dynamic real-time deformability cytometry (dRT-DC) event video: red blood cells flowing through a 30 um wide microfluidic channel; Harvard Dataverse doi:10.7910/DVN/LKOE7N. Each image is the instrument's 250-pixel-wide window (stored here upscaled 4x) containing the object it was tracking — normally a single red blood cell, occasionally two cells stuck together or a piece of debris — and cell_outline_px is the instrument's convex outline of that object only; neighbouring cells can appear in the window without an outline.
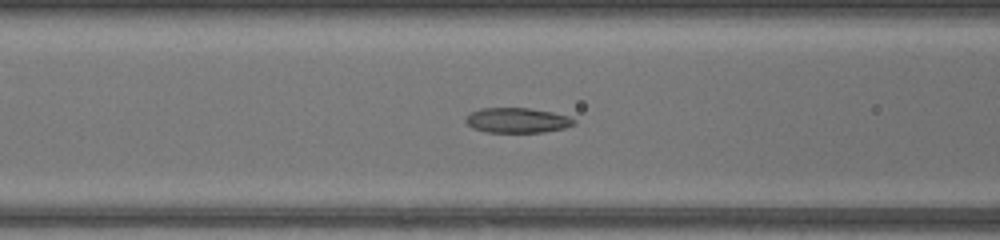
{"species": "common noctule bat (a hibernating species)", "species_latin": "Nyctalus noctula", "temperature_condition": "warm", "stored_images_in_passage": 49, "camera_frame_rate_fps": 3000, "um_per_image_px": 0.085, "animal": {"sex": "female", "body_mass_g": 17.0, "forearm_length_mm": 48.0}, "frame": {"image": 1, "passage_image": 21, "time_ms": 6.667, "image_size_px": [1000, 240], "cell_outline_px": [[576, 124], [564, 128], [544, 132], [484, 132], [472, 128], [464, 120], [472, 112], [480, 108], [528, 108], [552, 112], [568, 116], [576, 120]], "centroid_in_image_um": [43.97, 10.23], "position_along_channel_um": 122.6, "area_um2": 15.78}}
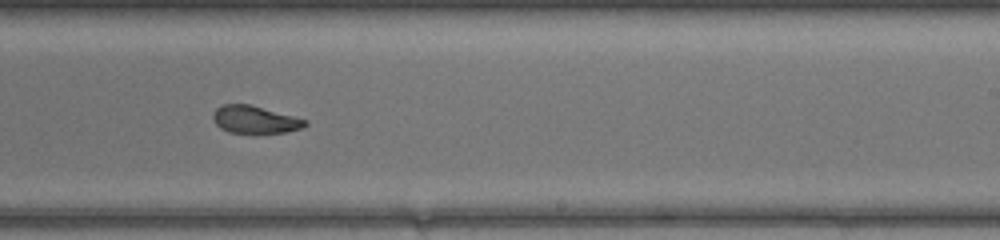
{"frame": {"image": 2, "passage_image": 31, "time_ms": 10.0, "image_size_px": [1000, 240], "cell_outline_px": [[308, 124], [304, 128], [284, 132], [256, 136], [228, 132], [220, 128], [216, 124], [212, 116], [212, 112], [216, 108], [224, 104], [252, 104], [308, 120]], "centroid_in_image_um": [21.68, 10.21], "position_along_channel_um": 267.3, "area_um2": 15.61}}
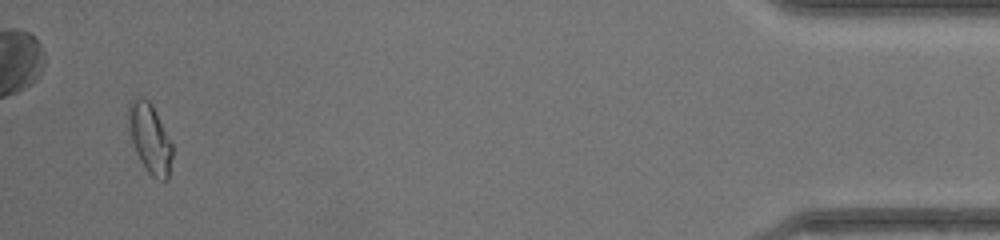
{"frame": {"image": 3, "passage_image": 47, "time_ms": 15.333, "image_size_px": [1000, 240], "cell_outline_px": [[172, 156], [168, 180], [156, 180], [144, 168], [136, 152], [128, 128], [128, 104], [136, 96], [140, 96], [148, 100], [152, 104], [172, 144]], "centroid_in_image_um": [12.73, 11.76], "position_along_channel_um": 422.5, "area_um2": 17.8}, "authors_computed_cell_mechanics": {"area_um2": 16.2418, "velocity_mm_per_s": 4.3448, "shape_relaxation_time_tau1_ms": null, "shape_relaxation_time_tau2_ms": 1.6183, "deformation_change_tau1": null, "deformation_change_tau2": 0.0701}}